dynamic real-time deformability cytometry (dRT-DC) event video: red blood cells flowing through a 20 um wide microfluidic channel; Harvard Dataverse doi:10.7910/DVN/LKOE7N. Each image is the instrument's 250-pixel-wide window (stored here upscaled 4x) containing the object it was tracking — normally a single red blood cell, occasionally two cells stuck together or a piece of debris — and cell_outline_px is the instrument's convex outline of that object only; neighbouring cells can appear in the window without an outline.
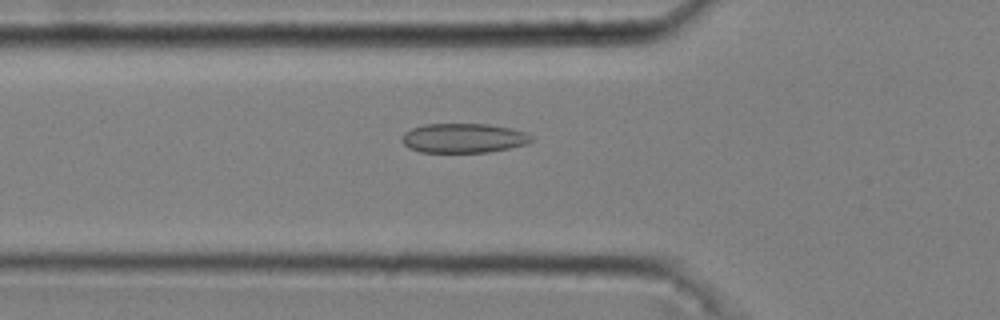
{"species": "common noctule bat (a hibernating species)", "species_latin": "Nyctalus noctula", "temperature_condition": "cold", "stored_images_in_passage": 48, "camera_frame_rate_fps": 3000, "um_per_image_px": 0.085, "animal": {"sex": "male", "body_mass_g": 20.4}, "frame": {"image": 1, "passage_image": 18, "time_ms": 5.667, "image_size_px": [1000, 320], "cell_outline_px": [[532, 140], [528, 144], [488, 152], [420, 152], [408, 148], [404, 144], [404, 132], [412, 128], [424, 124], [488, 124], [508, 128], [524, 132], [532, 136]], "centroid_in_image_um": [39.39, 11.74], "position_along_channel_um": 86.4, "area_um2": 22.02}}
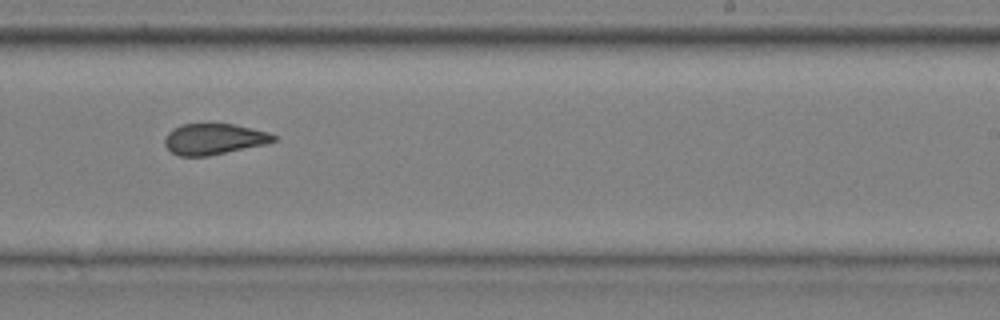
{"frame": {"image": 2, "passage_image": 33, "time_ms": 10.667, "image_size_px": [1000, 320], "cell_outline_px": [[276, 140], [268, 144], [208, 156], [180, 156], [172, 152], [164, 144], [164, 136], [172, 128], [180, 124], [236, 124], [268, 132], [276, 136]], "centroid_in_image_um": [18.18, 11.82], "position_along_channel_um": 270.8, "area_um2": 19.83}}
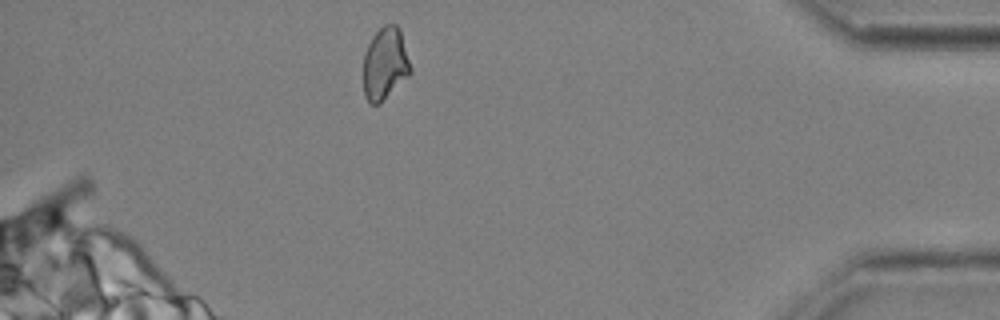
{"frame": {"image": 3, "passage_image": 47, "time_ms": 15.333, "image_size_px": [1000, 320], "cell_outline_px": [[412, 72], [380, 104], [372, 104], [364, 96], [364, 52], [372, 36], [384, 24], [396, 24], [400, 32], [412, 68]], "centroid_in_image_um": [32.72, 5.42], "position_along_channel_um": 402.5, "area_um2": 19.77}, "authors_computed_cell_mechanics": {"area_um2": 20.6346, "velocity_mm_per_s": 3.6848, "shape_relaxation_time_tau1_ms": null, "shape_relaxation_time_tau2_ms": 1.9997, "deformation_change_tau1": null, "deformation_change_tau2": 0.0812}}